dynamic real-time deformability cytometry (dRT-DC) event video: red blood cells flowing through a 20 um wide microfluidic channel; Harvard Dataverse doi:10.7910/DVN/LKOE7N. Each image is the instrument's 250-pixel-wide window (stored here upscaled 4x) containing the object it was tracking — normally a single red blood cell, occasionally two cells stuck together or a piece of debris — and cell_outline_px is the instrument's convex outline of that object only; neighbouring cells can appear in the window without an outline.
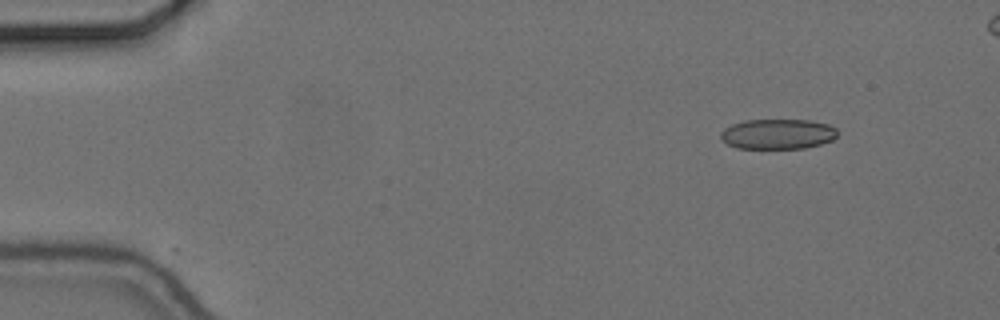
{"species": "common noctule bat (a hibernating species)", "species_latin": "Nyctalus noctula", "temperature_condition": "cold", "stored_images_in_passage": 44, "camera_frame_rate_fps": 3000, "um_per_image_px": 0.085, "animal": {"sex": "female", "body_mass_g": 24.6, "forearm_length_mm": 56.2}, "frame": {"image": 1, "passage_image": 1, "time_ms": 0.0, "image_size_px": [1000, 320], "cell_outline_px": [[836, 136], [832, 140], [820, 144], [804, 148], [736, 148], [720, 140], [720, 132], [724, 128], [732, 124], [744, 120], [808, 120], [828, 124], [836, 128]], "centroid_in_image_um": [66.06, 11.39], "position_along_channel_um": 18.9, "area_um2": 20.52}}
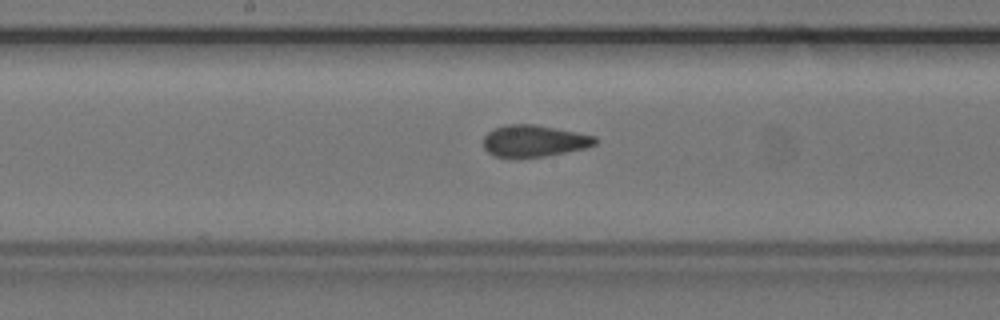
{"frame": {"image": 2, "passage_image": 24, "time_ms": 7.667, "image_size_px": [1000, 320], "cell_outline_px": [[600, 140], [596, 144], [584, 148], [544, 156], [496, 156], [488, 152], [484, 148], [484, 136], [492, 128], [504, 124], [532, 124], [576, 132], [596, 136]], "centroid_in_image_um": [45.4, 11.95], "position_along_channel_um": 202.8, "area_um2": 20.35}}
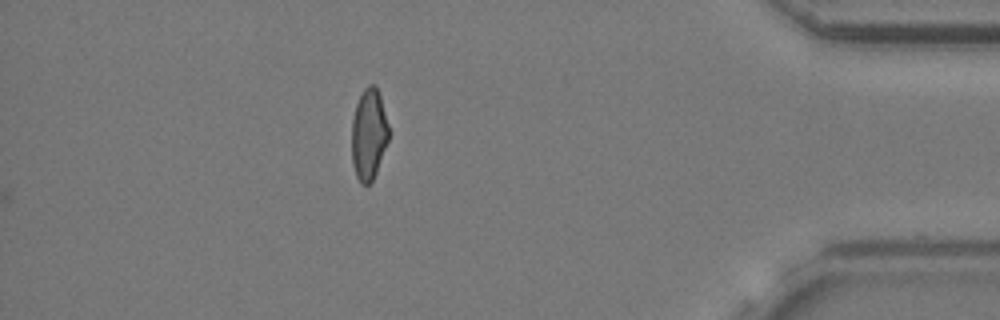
{"frame": {"image": 3, "passage_image": 44, "time_ms": 14.333, "image_size_px": [1000, 320], "cell_outline_px": [[388, 140], [376, 172], [372, 180], [368, 184], [360, 184], [356, 176], [352, 164], [352, 120], [356, 104], [364, 88], [368, 84], [376, 84], [380, 96], [388, 124]], "centroid_in_image_um": [31.33, 11.41], "position_along_channel_um": 403.9, "area_um2": 19.54}, "authors_computed_cell_mechanics": {"area_um2": 21.2704, "velocity_mm_per_s": 3.6825, "shape_relaxation_time_tau1_ms": null, "shape_relaxation_time_tau2_ms": 1.4028, "deformation_change_tau1": null, "deformation_change_tau2": 0.0821}}